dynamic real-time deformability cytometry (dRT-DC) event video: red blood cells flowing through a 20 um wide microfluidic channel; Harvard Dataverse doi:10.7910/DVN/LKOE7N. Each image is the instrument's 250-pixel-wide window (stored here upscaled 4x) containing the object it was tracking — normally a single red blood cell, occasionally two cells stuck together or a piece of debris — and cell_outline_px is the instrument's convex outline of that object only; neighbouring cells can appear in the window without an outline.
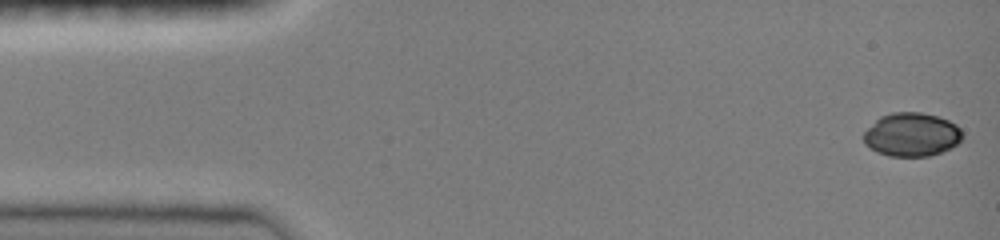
{"species": "common noctule bat (a hibernating species)", "species_latin": "Nyctalus noctula", "temperature_condition": "room temperature", "stored_images_in_passage": 47, "camera_frame_rate_fps": 3000, "um_per_image_px": 0.085, "animal": {"sex": "female", "body_mass_g": 19.0, "forearm_length_mm": 51.5}, "frame": {"image": 1, "passage_image": 1, "time_ms": 0.0, "image_size_px": [1000, 240], "cell_outline_px": [[964, 136], [956, 144], [940, 152], [928, 156], [888, 156], [876, 152], [864, 144], [864, 132], [880, 116], [892, 112], [920, 112], [940, 116], [956, 124], [960, 128]], "centroid_in_image_um": [77.49, 11.43], "position_along_channel_um": 7.5, "area_um2": 25.14}}
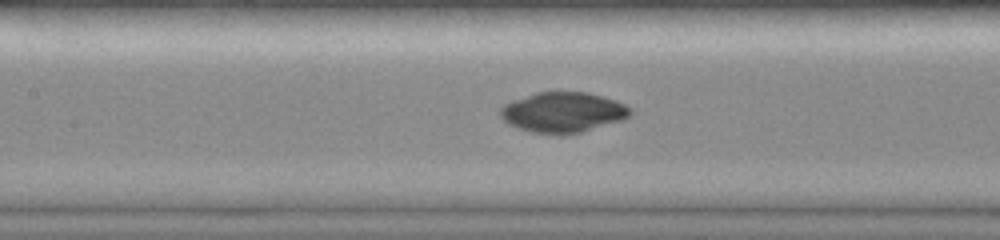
{"frame": {"image": 2, "passage_image": 21, "time_ms": 6.667, "image_size_px": [1000, 240], "cell_outline_px": [[632, 112], [624, 120], [584, 132], [532, 132], [508, 124], [500, 116], [500, 108], [504, 104], [512, 100], [536, 92], [584, 92], [616, 100], [632, 108]], "centroid_in_image_um": [47.87, 9.52], "position_along_channel_um": 159.5, "area_um2": 30.11}}
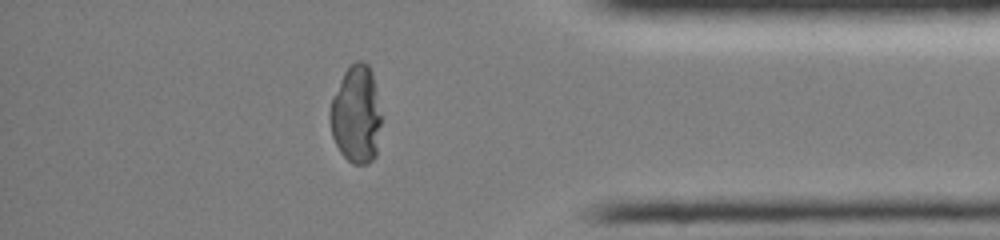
{"frame": {"image": 3, "passage_image": 40, "time_ms": 13.0, "image_size_px": [1000, 240], "cell_outline_px": [[380, 124], [376, 156], [368, 164], [352, 164], [340, 152], [332, 136], [328, 116], [328, 112], [332, 96], [344, 72], [356, 60], [364, 60], [368, 64], [372, 72], [380, 116]], "centroid_in_image_um": [30.24, 9.74], "position_along_channel_um": 405.0, "area_um2": 29.25}}